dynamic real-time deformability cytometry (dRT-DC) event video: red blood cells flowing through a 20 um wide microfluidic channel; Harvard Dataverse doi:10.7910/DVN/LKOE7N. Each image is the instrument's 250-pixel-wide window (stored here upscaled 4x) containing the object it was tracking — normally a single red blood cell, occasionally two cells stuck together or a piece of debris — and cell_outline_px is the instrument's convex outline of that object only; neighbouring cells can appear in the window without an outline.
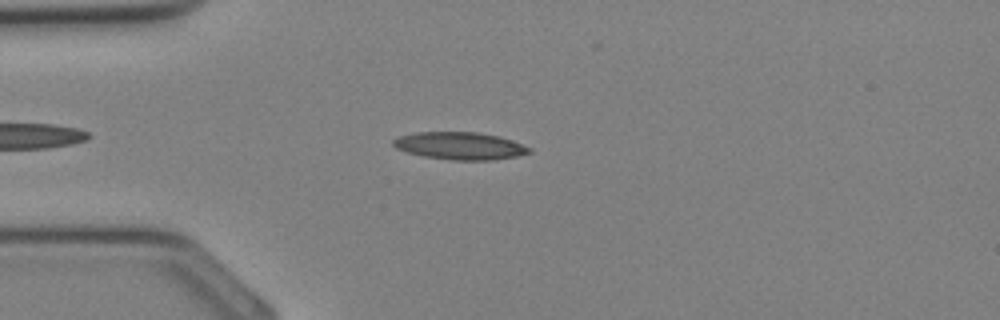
{"species": "Egyptian fruit bat (a non-hibernating species)", "species_latin": "Rousettus aegyptiacus", "temperature_condition": "cold", "stored_images_in_passage": 25, "camera_frame_rate_fps": 3000, "um_per_image_px": 0.085, "animal": {"sex": "female"}, "frame": {"image": 1, "passage_image": 1, "time_ms": 0.0, "image_size_px": [1000, 320], "cell_outline_px": [[532, 152], [516, 156], [492, 160], [448, 160], [424, 156], [408, 152], [396, 148], [392, 144], [392, 140], [400, 136], [416, 132], [476, 132], [500, 136], [512, 140], [532, 148]], "centroid_in_image_um": [39.11, 12.39], "position_along_channel_um": 45.9, "area_um2": 21.79}}
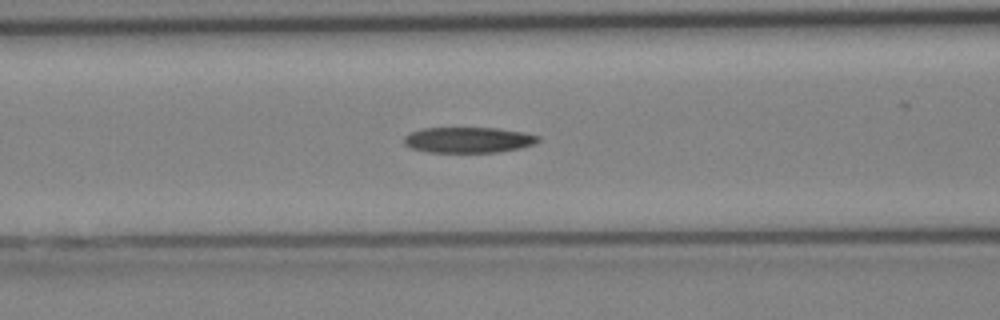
{"frame": {"image": 2, "passage_image": 6, "time_ms": 1.667, "image_size_px": [1000, 320], "cell_outline_px": [[540, 140], [536, 144], [520, 148], [496, 152], [428, 152], [408, 148], [404, 144], [404, 136], [420, 128], [496, 128], [524, 132], [540, 136]], "centroid_in_image_um": [39.81, 11.89], "position_along_channel_um": 126.8, "area_um2": 20.23}}
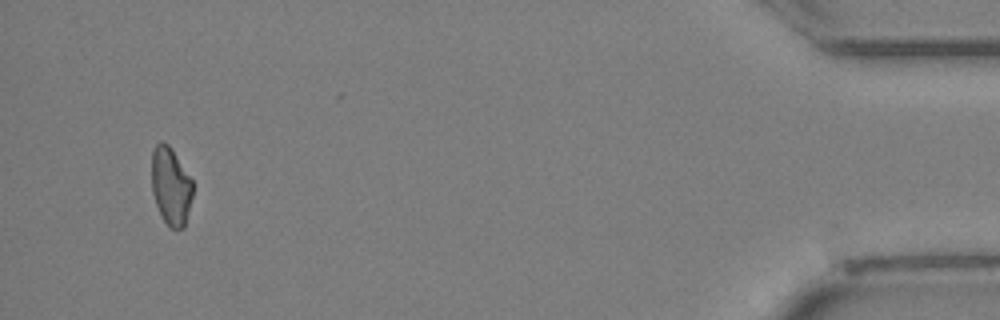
{"frame": {"image": 3, "passage_image": 25, "time_ms": 8.0, "image_size_px": [1000, 320], "cell_outline_px": [[192, 196], [184, 228], [172, 228], [164, 220], [156, 204], [152, 192], [152, 152], [156, 144], [160, 140], [168, 144], [172, 148], [192, 180]], "centroid_in_image_um": [14.51, 15.78], "position_along_channel_um": 420.7, "area_um2": 18.44}}